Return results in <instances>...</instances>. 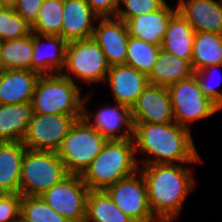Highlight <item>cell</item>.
Wrapping results in <instances>:
<instances>
[{"label": "cell", "mask_w": 222, "mask_h": 222, "mask_svg": "<svg viewBox=\"0 0 222 222\" xmlns=\"http://www.w3.org/2000/svg\"><path fill=\"white\" fill-rule=\"evenodd\" d=\"M194 74L191 63L161 49L156 63L147 75L149 84L169 87L170 85L191 77Z\"/></svg>", "instance_id": "obj_24"}, {"label": "cell", "mask_w": 222, "mask_h": 222, "mask_svg": "<svg viewBox=\"0 0 222 222\" xmlns=\"http://www.w3.org/2000/svg\"><path fill=\"white\" fill-rule=\"evenodd\" d=\"M133 138L107 140L102 151L81 174L90 190H105L139 170Z\"/></svg>", "instance_id": "obj_3"}, {"label": "cell", "mask_w": 222, "mask_h": 222, "mask_svg": "<svg viewBox=\"0 0 222 222\" xmlns=\"http://www.w3.org/2000/svg\"><path fill=\"white\" fill-rule=\"evenodd\" d=\"M33 114L32 101L0 104V142L22 141Z\"/></svg>", "instance_id": "obj_22"}, {"label": "cell", "mask_w": 222, "mask_h": 222, "mask_svg": "<svg viewBox=\"0 0 222 222\" xmlns=\"http://www.w3.org/2000/svg\"><path fill=\"white\" fill-rule=\"evenodd\" d=\"M166 2L167 0H119L115 18L126 23L133 17L158 11Z\"/></svg>", "instance_id": "obj_32"}, {"label": "cell", "mask_w": 222, "mask_h": 222, "mask_svg": "<svg viewBox=\"0 0 222 222\" xmlns=\"http://www.w3.org/2000/svg\"><path fill=\"white\" fill-rule=\"evenodd\" d=\"M21 200L20 193L0 196V222H20Z\"/></svg>", "instance_id": "obj_34"}, {"label": "cell", "mask_w": 222, "mask_h": 222, "mask_svg": "<svg viewBox=\"0 0 222 222\" xmlns=\"http://www.w3.org/2000/svg\"><path fill=\"white\" fill-rule=\"evenodd\" d=\"M89 191L81 175L68 174L41 197L69 222H84Z\"/></svg>", "instance_id": "obj_10"}, {"label": "cell", "mask_w": 222, "mask_h": 222, "mask_svg": "<svg viewBox=\"0 0 222 222\" xmlns=\"http://www.w3.org/2000/svg\"><path fill=\"white\" fill-rule=\"evenodd\" d=\"M98 19L85 0H64L61 37L67 42L92 38Z\"/></svg>", "instance_id": "obj_18"}, {"label": "cell", "mask_w": 222, "mask_h": 222, "mask_svg": "<svg viewBox=\"0 0 222 222\" xmlns=\"http://www.w3.org/2000/svg\"><path fill=\"white\" fill-rule=\"evenodd\" d=\"M79 118L82 115L34 113L22 143L27 149L57 152L71 126Z\"/></svg>", "instance_id": "obj_9"}, {"label": "cell", "mask_w": 222, "mask_h": 222, "mask_svg": "<svg viewBox=\"0 0 222 222\" xmlns=\"http://www.w3.org/2000/svg\"><path fill=\"white\" fill-rule=\"evenodd\" d=\"M38 72L21 69L0 71V104H19L32 101Z\"/></svg>", "instance_id": "obj_19"}, {"label": "cell", "mask_w": 222, "mask_h": 222, "mask_svg": "<svg viewBox=\"0 0 222 222\" xmlns=\"http://www.w3.org/2000/svg\"><path fill=\"white\" fill-rule=\"evenodd\" d=\"M43 0H16L12 5L15 12L29 25H32L38 17Z\"/></svg>", "instance_id": "obj_35"}, {"label": "cell", "mask_w": 222, "mask_h": 222, "mask_svg": "<svg viewBox=\"0 0 222 222\" xmlns=\"http://www.w3.org/2000/svg\"><path fill=\"white\" fill-rule=\"evenodd\" d=\"M191 65L194 72L206 67L222 65V34L196 32Z\"/></svg>", "instance_id": "obj_25"}, {"label": "cell", "mask_w": 222, "mask_h": 222, "mask_svg": "<svg viewBox=\"0 0 222 222\" xmlns=\"http://www.w3.org/2000/svg\"><path fill=\"white\" fill-rule=\"evenodd\" d=\"M84 222H134L112 201L105 190H90Z\"/></svg>", "instance_id": "obj_26"}, {"label": "cell", "mask_w": 222, "mask_h": 222, "mask_svg": "<svg viewBox=\"0 0 222 222\" xmlns=\"http://www.w3.org/2000/svg\"><path fill=\"white\" fill-rule=\"evenodd\" d=\"M20 222H69L40 196H22Z\"/></svg>", "instance_id": "obj_30"}, {"label": "cell", "mask_w": 222, "mask_h": 222, "mask_svg": "<svg viewBox=\"0 0 222 222\" xmlns=\"http://www.w3.org/2000/svg\"><path fill=\"white\" fill-rule=\"evenodd\" d=\"M64 0H43L31 32L40 35L61 36Z\"/></svg>", "instance_id": "obj_28"}, {"label": "cell", "mask_w": 222, "mask_h": 222, "mask_svg": "<svg viewBox=\"0 0 222 222\" xmlns=\"http://www.w3.org/2000/svg\"><path fill=\"white\" fill-rule=\"evenodd\" d=\"M133 123L174 122L167 87L148 84L131 108Z\"/></svg>", "instance_id": "obj_13"}, {"label": "cell", "mask_w": 222, "mask_h": 222, "mask_svg": "<svg viewBox=\"0 0 222 222\" xmlns=\"http://www.w3.org/2000/svg\"><path fill=\"white\" fill-rule=\"evenodd\" d=\"M22 141L0 142V192L20 193L21 163L26 151Z\"/></svg>", "instance_id": "obj_21"}, {"label": "cell", "mask_w": 222, "mask_h": 222, "mask_svg": "<svg viewBox=\"0 0 222 222\" xmlns=\"http://www.w3.org/2000/svg\"><path fill=\"white\" fill-rule=\"evenodd\" d=\"M105 191L115 205L134 222H159L150 210L146 183L139 170L108 186Z\"/></svg>", "instance_id": "obj_11"}, {"label": "cell", "mask_w": 222, "mask_h": 222, "mask_svg": "<svg viewBox=\"0 0 222 222\" xmlns=\"http://www.w3.org/2000/svg\"><path fill=\"white\" fill-rule=\"evenodd\" d=\"M133 141L135 154L149 157L137 161L139 166L148 164L202 163L196 150L191 130L176 122L167 124L134 123Z\"/></svg>", "instance_id": "obj_1"}, {"label": "cell", "mask_w": 222, "mask_h": 222, "mask_svg": "<svg viewBox=\"0 0 222 222\" xmlns=\"http://www.w3.org/2000/svg\"><path fill=\"white\" fill-rule=\"evenodd\" d=\"M174 122L189 130L192 122L212 117L220 108L200 89L196 76L180 80L169 87Z\"/></svg>", "instance_id": "obj_8"}, {"label": "cell", "mask_w": 222, "mask_h": 222, "mask_svg": "<svg viewBox=\"0 0 222 222\" xmlns=\"http://www.w3.org/2000/svg\"><path fill=\"white\" fill-rule=\"evenodd\" d=\"M176 7L195 32L222 34V0H178Z\"/></svg>", "instance_id": "obj_17"}, {"label": "cell", "mask_w": 222, "mask_h": 222, "mask_svg": "<svg viewBox=\"0 0 222 222\" xmlns=\"http://www.w3.org/2000/svg\"><path fill=\"white\" fill-rule=\"evenodd\" d=\"M221 67L222 65H214L194 72V75L196 76V79L203 94L212 102H214L220 109H222V91L215 88L220 85L218 84L220 81H217L216 84L214 82V84H211V81L208 82V80H210V78H213L216 71L219 70Z\"/></svg>", "instance_id": "obj_33"}, {"label": "cell", "mask_w": 222, "mask_h": 222, "mask_svg": "<svg viewBox=\"0 0 222 222\" xmlns=\"http://www.w3.org/2000/svg\"><path fill=\"white\" fill-rule=\"evenodd\" d=\"M104 83L111 89L116 103L131 109L148 86L149 80L145 73L132 66L121 64L110 66Z\"/></svg>", "instance_id": "obj_15"}, {"label": "cell", "mask_w": 222, "mask_h": 222, "mask_svg": "<svg viewBox=\"0 0 222 222\" xmlns=\"http://www.w3.org/2000/svg\"><path fill=\"white\" fill-rule=\"evenodd\" d=\"M195 34L193 27L177 11L168 22L160 47L176 57L186 59L191 63Z\"/></svg>", "instance_id": "obj_23"}, {"label": "cell", "mask_w": 222, "mask_h": 222, "mask_svg": "<svg viewBox=\"0 0 222 222\" xmlns=\"http://www.w3.org/2000/svg\"><path fill=\"white\" fill-rule=\"evenodd\" d=\"M67 44L61 36L33 33L31 71L40 75L61 73L65 65Z\"/></svg>", "instance_id": "obj_16"}, {"label": "cell", "mask_w": 222, "mask_h": 222, "mask_svg": "<svg viewBox=\"0 0 222 222\" xmlns=\"http://www.w3.org/2000/svg\"><path fill=\"white\" fill-rule=\"evenodd\" d=\"M67 175L57 152L26 149L21 163L20 194L41 197Z\"/></svg>", "instance_id": "obj_5"}, {"label": "cell", "mask_w": 222, "mask_h": 222, "mask_svg": "<svg viewBox=\"0 0 222 222\" xmlns=\"http://www.w3.org/2000/svg\"><path fill=\"white\" fill-rule=\"evenodd\" d=\"M107 139L84 118L77 119L57 150L68 174L81 175L102 151Z\"/></svg>", "instance_id": "obj_6"}, {"label": "cell", "mask_w": 222, "mask_h": 222, "mask_svg": "<svg viewBox=\"0 0 222 222\" xmlns=\"http://www.w3.org/2000/svg\"><path fill=\"white\" fill-rule=\"evenodd\" d=\"M31 33V25L15 12L13 6L4 5L0 8L1 41L19 39Z\"/></svg>", "instance_id": "obj_31"}, {"label": "cell", "mask_w": 222, "mask_h": 222, "mask_svg": "<svg viewBox=\"0 0 222 222\" xmlns=\"http://www.w3.org/2000/svg\"><path fill=\"white\" fill-rule=\"evenodd\" d=\"M99 18L115 17L119 0H85Z\"/></svg>", "instance_id": "obj_36"}, {"label": "cell", "mask_w": 222, "mask_h": 222, "mask_svg": "<svg viewBox=\"0 0 222 222\" xmlns=\"http://www.w3.org/2000/svg\"><path fill=\"white\" fill-rule=\"evenodd\" d=\"M1 1L4 5H10V6H12L16 2V0H1Z\"/></svg>", "instance_id": "obj_37"}, {"label": "cell", "mask_w": 222, "mask_h": 222, "mask_svg": "<svg viewBox=\"0 0 222 222\" xmlns=\"http://www.w3.org/2000/svg\"><path fill=\"white\" fill-rule=\"evenodd\" d=\"M78 84L61 73L41 75L32 98L34 113L82 115L84 96Z\"/></svg>", "instance_id": "obj_4"}, {"label": "cell", "mask_w": 222, "mask_h": 222, "mask_svg": "<svg viewBox=\"0 0 222 222\" xmlns=\"http://www.w3.org/2000/svg\"><path fill=\"white\" fill-rule=\"evenodd\" d=\"M176 12L177 7L166 2L158 11L133 17L126 22L129 35L161 46L168 22Z\"/></svg>", "instance_id": "obj_20"}, {"label": "cell", "mask_w": 222, "mask_h": 222, "mask_svg": "<svg viewBox=\"0 0 222 222\" xmlns=\"http://www.w3.org/2000/svg\"><path fill=\"white\" fill-rule=\"evenodd\" d=\"M184 166L169 163L139 166L146 183L150 210L159 222L178 219L185 199L195 187L191 167Z\"/></svg>", "instance_id": "obj_2"}, {"label": "cell", "mask_w": 222, "mask_h": 222, "mask_svg": "<svg viewBox=\"0 0 222 222\" xmlns=\"http://www.w3.org/2000/svg\"><path fill=\"white\" fill-rule=\"evenodd\" d=\"M4 6V4L2 3V1L0 0V8Z\"/></svg>", "instance_id": "obj_39"}, {"label": "cell", "mask_w": 222, "mask_h": 222, "mask_svg": "<svg viewBox=\"0 0 222 222\" xmlns=\"http://www.w3.org/2000/svg\"><path fill=\"white\" fill-rule=\"evenodd\" d=\"M91 96L92 93L88 91L83 98L82 118L107 140L133 138L134 123L131 109L115 102V105L99 107L98 111L92 113L86 106Z\"/></svg>", "instance_id": "obj_12"}, {"label": "cell", "mask_w": 222, "mask_h": 222, "mask_svg": "<svg viewBox=\"0 0 222 222\" xmlns=\"http://www.w3.org/2000/svg\"><path fill=\"white\" fill-rule=\"evenodd\" d=\"M129 32L124 21L113 18H99L92 39L103 50L110 66L126 64V50Z\"/></svg>", "instance_id": "obj_14"}, {"label": "cell", "mask_w": 222, "mask_h": 222, "mask_svg": "<svg viewBox=\"0 0 222 222\" xmlns=\"http://www.w3.org/2000/svg\"><path fill=\"white\" fill-rule=\"evenodd\" d=\"M1 48H2V41L0 40V71H2Z\"/></svg>", "instance_id": "obj_38"}, {"label": "cell", "mask_w": 222, "mask_h": 222, "mask_svg": "<svg viewBox=\"0 0 222 222\" xmlns=\"http://www.w3.org/2000/svg\"><path fill=\"white\" fill-rule=\"evenodd\" d=\"M160 50V46L130 36L126 50V65L148 75L156 63Z\"/></svg>", "instance_id": "obj_29"}, {"label": "cell", "mask_w": 222, "mask_h": 222, "mask_svg": "<svg viewBox=\"0 0 222 222\" xmlns=\"http://www.w3.org/2000/svg\"><path fill=\"white\" fill-rule=\"evenodd\" d=\"M109 69L103 50L92 38L68 42L61 74L72 82L76 78L86 84H104Z\"/></svg>", "instance_id": "obj_7"}, {"label": "cell", "mask_w": 222, "mask_h": 222, "mask_svg": "<svg viewBox=\"0 0 222 222\" xmlns=\"http://www.w3.org/2000/svg\"><path fill=\"white\" fill-rule=\"evenodd\" d=\"M33 33L19 39L2 41V70L21 69L31 71Z\"/></svg>", "instance_id": "obj_27"}]
</instances>
